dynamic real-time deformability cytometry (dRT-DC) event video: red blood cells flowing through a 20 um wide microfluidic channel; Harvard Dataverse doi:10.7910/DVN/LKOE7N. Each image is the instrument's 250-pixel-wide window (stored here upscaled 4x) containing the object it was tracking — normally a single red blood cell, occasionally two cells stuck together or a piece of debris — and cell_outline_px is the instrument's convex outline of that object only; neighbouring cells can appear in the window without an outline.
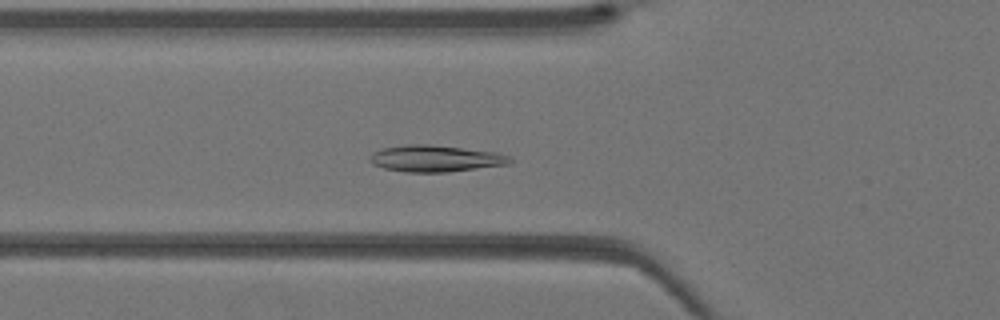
{"species": "Egyptian fruit bat (a non-hibernating species)", "species_latin": "Rousettus aegyptiacus", "temperature_condition": "warm", "stored_images_in_passage": 40, "camera_frame_rate_fps": 3000, "um_per_image_px": 0.085, "animal": {"sex": "female"}, "frame": {"image": 1, "passage_image": 14, "time_ms": 4.333, "image_size_px": [1000, 320], "cell_outline_px": [[512, 160], [508, 164], [448, 172], [404, 172], [384, 168], [372, 164], [368, 156], [372, 152], [380, 148], [404, 144], [428, 144], [496, 152], [508, 156]], "centroid_in_image_um": [36.93, 13.47], "position_along_channel_um": 88.9, "area_um2": 21.73}}
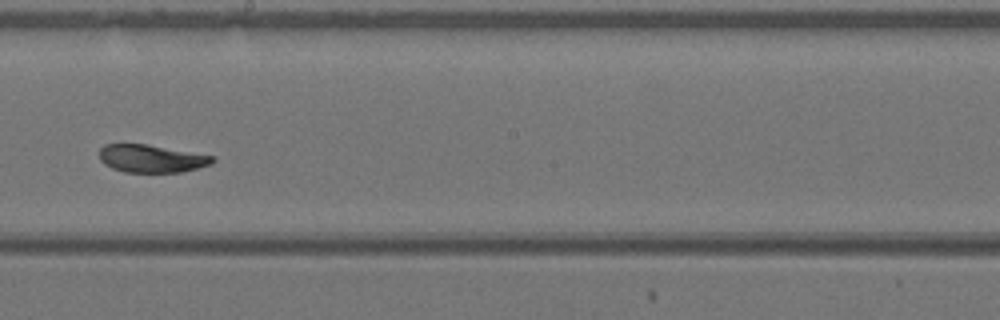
{"frame": {"image": 2, "passage_image": 23, "time_ms": 7.333, "image_size_px": [1000, 320], "cell_outline_px": [[216, 160], [212, 164], [180, 172], [124, 172], [112, 168], [104, 164], [100, 160], [100, 148], [104, 144], [144, 144], [216, 156]], "centroid_in_image_um": [12.88, 13.48], "position_along_channel_um": 235.3, "area_um2": 18.26}}
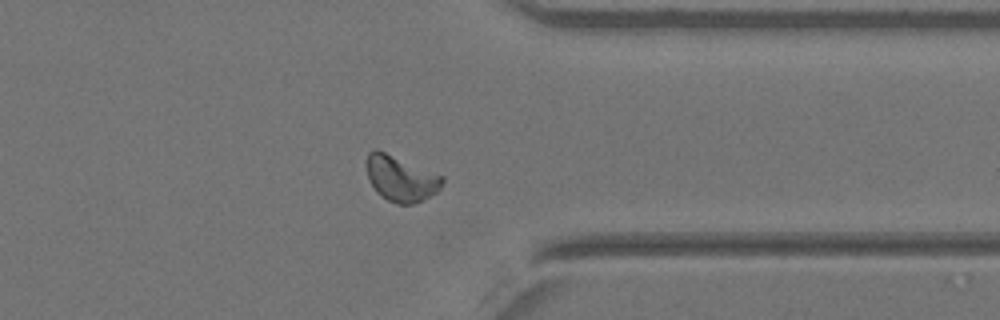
{"frame": {"image": 3, "passage_image": 32, "time_ms": 10.333, "image_size_px": [1000, 320], "cell_outline_px": [[444, 180], [440, 188], [436, 192], [412, 204], [396, 204], [380, 196], [376, 192], [368, 180], [368, 152], [372, 148], [376, 148], [444, 176]], "centroid_in_image_um": [34.06, 15.17], "position_along_channel_um": 377.3, "area_um2": 20.0}}